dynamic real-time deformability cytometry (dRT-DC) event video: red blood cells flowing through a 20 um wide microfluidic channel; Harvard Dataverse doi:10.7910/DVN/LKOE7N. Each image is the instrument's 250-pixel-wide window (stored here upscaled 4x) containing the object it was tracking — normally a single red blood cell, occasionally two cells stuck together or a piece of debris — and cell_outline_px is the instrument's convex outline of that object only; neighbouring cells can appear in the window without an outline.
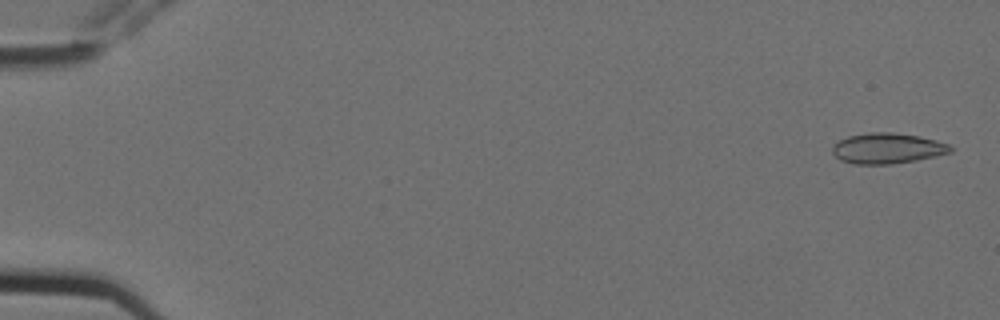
{"species": "Egyptian fruit bat (a non-hibernating species)", "species_latin": "Rousettus aegyptiacus", "temperature_condition": "cold", "stored_images_in_passage": 8, "camera_frame_rate_fps": 3000, "um_per_image_px": 0.085, "animal": {"sex": "female"}, "frame": {"image": 1, "passage_image": 1, "time_ms": 0.0, "image_size_px": [1000, 320], "cell_outline_px": [[952, 152], [936, 156], [916, 160], [892, 164], [856, 164], [840, 160], [832, 152], [832, 148], [840, 140], [848, 136], [868, 132], [892, 132], [920, 136], [936, 140], [948, 144], [952, 148]], "centroid_in_image_um": [75.44, 12.6], "position_along_channel_um": 9.6, "area_um2": 20.98}}
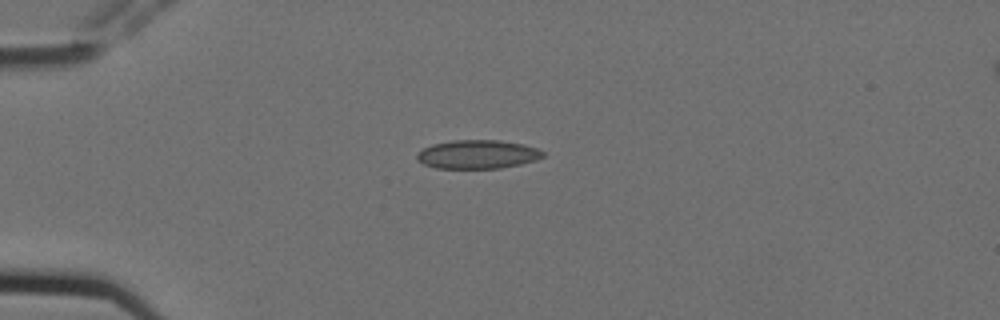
{"frame": {"image": 2, "passage_image": 4, "time_ms": 1.0, "image_size_px": [1000, 320], "cell_outline_px": [[544, 156], [536, 160], [520, 164], [500, 168], [436, 168], [424, 164], [416, 160], [416, 152], [432, 144], [452, 140], [500, 140], [524, 144], [536, 148], [544, 152]], "centroid_in_image_um": [40.57, 13.11], "position_along_channel_um": 44.4, "area_um2": 21.15}}
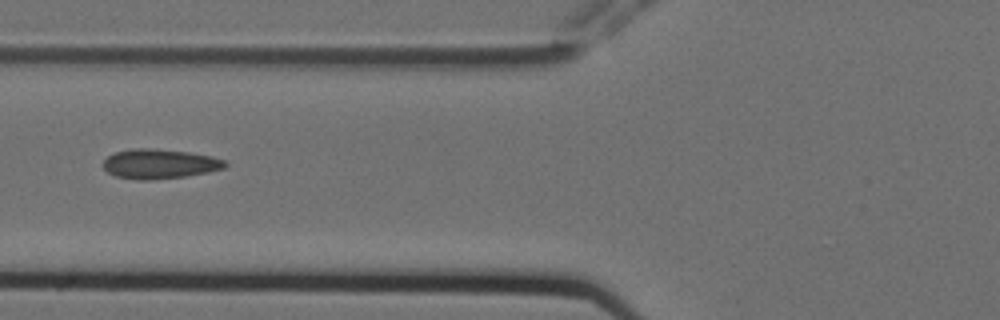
{"frame": {"image": 3, "passage_image": 6, "time_ms": 1.667, "image_size_px": [1000, 320], "cell_outline_px": [[228, 164], [224, 168], [208, 172], [184, 176], [152, 180], [136, 180], [116, 176], [108, 172], [104, 168], [104, 160], [108, 156], [116, 152], [132, 148], [148, 148], [188, 152], [212, 156], [224, 160]], "centroid_in_image_um": [13.56, 13.93], "position_along_channel_um": 112.2, "area_um2": 20.92}}